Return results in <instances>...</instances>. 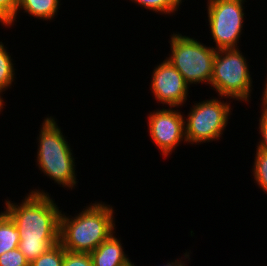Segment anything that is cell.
<instances>
[{
	"label": "cell",
	"instance_id": "obj_1",
	"mask_svg": "<svg viewBox=\"0 0 267 266\" xmlns=\"http://www.w3.org/2000/svg\"><path fill=\"white\" fill-rule=\"evenodd\" d=\"M4 211L19 231V250L31 263L59 243L60 215L62 209L45 190L30 189L20 203L8 199Z\"/></svg>",
	"mask_w": 267,
	"mask_h": 266
},
{
	"label": "cell",
	"instance_id": "obj_2",
	"mask_svg": "<svg viewBox=\"0 0 267 266\" xmlns=\"http://www.w3.org/2000/svg\"><path fill=\"white\" fill-rule=\"evenodd\" d=\"M110 205L94 201L74 216L61 212L59 243L62 247L70 252L90 254L115 233V210Z\"/></svg>",
	"mask_w": 267,
	"mask_h": 266
},
{
	"label": "cell",
	"instance_id": "obj_3",
	"mask_svg": "<svg viewBox=\"0 0 267 266\" xmlns=\"http://www.w3.org/2000/svg\"><path fill=\"white\" fill-rule=\"evenodd\" d=\"M37 137L36 166L54 183L69 190L78 184L76 162L70 143L55 116H48L40 125Z\"/></svg>",
	"mask_w": 267,
	"mask_h": 266
},
{
	"label": "cell",
	"instance_id": "obj_4",
	"mask_svg": "<svg viewBox=\"0 0 267 266\" xmlns=\"http://www.w3.org/2000/svg\"><path fill=\"white\" fill-rule=\"evenodd\" d=\"M240 48L217 50L210 87L218 96L250 103L254 87L250 65ZM251 73V74H250Z\"/></svg>",
	"mask_w": 267,
	"mask_h": 266
},
{
	"label": "cell",
	"instance_id": "obj_5",
	"mask_svg": "<svg viewBox=\"0 0 267 266\" xmlns=\"http://www.w3.org/2000/svg\"><path fill=\"white\" fill-rule=\"evenodd\" d=\"M170 53L166 59L192 84H207L213 75V62L217 50L205 45L198 38L173 32L170 35Z\"/></svg>",
	"mask_w": 267,
	"mask_h": 266
},
{
	"label": "cell",
	"instance_id": "obj_6",
	"mask_svg": "<svg viewBox=\"0 0 267 266\" xmlns=\"http://www.w3.org/2000/svg\"><path fill=\"white\" fill-rule=\"evenodd\" d=\"M213 97L197 102L190 107L188 115H184L185 137L187 144L201 145L220 140L227 130L230 115H232L231 101L224 102L223 97ZM222 100V101H221ZM197 102V103H196ZM232 110V111H231Z\"/></svg>",
	"mask_w": 267,
	"mask_h": 266
},
{
	"label": "cell",
	"instance_id": "obj_7",
	"mask_svg": "<svg viewBox=\"0 0 267 266\" xmlns=\"http://www.w3.org/2000/svg\"><path fill=\"white\" fill-rule=\"evenodd\" d=\"M209 33L214 49L240 48L239 40L243 34L246 0H206Z\"/></svg>",
	"mask_w": 267,
	"mask_h": 266
},
{
	"label": "cell",
	"instance_id": "obj_8",
	"mask_svg": "<svg viewBox=\"0 0 267 266\" xmlns=\"http://www.w3.org/2000/svg\"><path fill=\"white\" fill-rule=\"evenodd\" d=\"M166 107L150 111L146 117L152 143L164 158L171 155L182 142L186 144L184 112L176 107Z\"/></svg>",
	"mask_w": 267,
	"mask_h": 266
},
{
	"label": "cell",
	"instance_id": "obj_9",
	"mask_svg": "<svg viewBox=\"0 0 267 266\" xmlns=\"http://www.w3.org/2000/svg\"><path fill=\"white\" fill-rule=\"evenodd\" d=\"M151 77V93L162 107L182 108L190 98L189 84L166 58L154 67Z\"/></svg>",
	"mask_w": 267,
	"mask_h": 266
},
{
	"label": "cell",
	"instance_id": "obj_10",
	"mask_svg": "<svg viewBox=\"0 0 267 266\" xmlns=\"http://www.w3.org/2000/svg\"><path fill=\"white\" fill-rule=\"evenodd\" d=\"M115 234L116 232L90 253L93 266H131L134 264L125 253L121 238L116 237Z\"/></svg>",
	"mask_w": 267,
	"mask_h": 266
},
{
	"label": "cell",
	"instance_id": "obj_11",
	"mask_svg": "<svg viewBox=\"0 0 267 266\" xmlns=\"http://www.w3.org/2000/svg\"><path fill=\"white\" fill-rule=\"evenodd\" d=\"M61 0H18V9L16 12V18H14L6 28H11L18 19L17 15L21 10L22 13L28 14L29 17L37 19L52 21L60 10ZM59 9V10H58Z\"/></svg>",
	"mask_w": 267,
	"mask_h": 266
},
{
	"label": "cell",
	"instance_id": "obj_12",
	"mask_svg": "<svg viewBox=\"0 0 267 266\" xmlns=\"http://www.w3.org/2000/svg\"><path fill=\"white\" fill-rule=\"evenodd\" d=\"M19 241L16 224L5 211H2L0 213V255L18 248Z\"/></svg>",
	"mask_w": 267,
	"mask_h": 266
},
{
	"label": "cell",
	"instance_id": "obj_13",
	"mask_svg": "<svg viewBox=\"0 0 267 266\" xmlns=\"http://www.w3.org/2000/svg\"><path fill=\"white\" fill-rule=\"evenodd\" d=\"M8 51L6 45L0 41V100L2 102H4L3 94H5L3 92L8 88L11 89L17 79L15 74L17 69L14 68L15 63Z\"/></svg>",
	"mask_w": 267,
	"mask_h": 266
},
{
	"label": "cell",
	"instance_id": "obj_14",
	"mask_svg": "<svg viewBox=\"0 0 267 266\" xmlns=\"http://www.w3.org/2000/svg\"><path fill=\"white\" fill-rule=\"evenodd\" d=\"M132 3L136 5H140L141 8H145L147 11L149 10L158 13L160 15H170L173 16L177 11L181 9L179 7L182 5L184 0H130ZM176 12V13H175Z\"/></svg>",
	"mask_w": 267,
	"mask_h": 266
},
{
	"label": "cell",
	"instance_id": "obj_15",
	"mask_svg": "<svg viewBox=\"0 0 267 266\" xmlns=\"http://www.w3.org/2000/svg\"><path fill=\"white\" fill-rule=\"evenodd\" d=\"M254 164H252V176L253 181L258 185L264 194H267V152L256 149V154L254 155Z\"/></svg>",
	"mask_w": 267,
	"mask_h": 266
},
{
	"label": "cell",
	"instance_id": "obj_16",
	"mask_svg": "<svg viewBox=\"0 0 267 266\" xmlns=\"http://www.w3.org/2000/svg\"><path fill=\"white\" fill-rule=\"evenodd\" d=\"M64 255L65 249L58 243L32 261L30 266H62Z\"/></svg>",
	"mask_w": 267,
	"mask_h": 266
},
{
	"label": "cell",
	"instance_id": "obj_17",
	"mask_svg": "<svg viewBox=\"0 0 267 266\" xmlns=\"http://www.w3.org/2000/svg\"><path fill=\"white\" fill-rule=\"evenodd\" d=\"M260 117H259V142L256 144L257 150H262L267 152V105L264 102H260Z\"/></svg>",
	"mask_w": 267,
	"mask_h": 266
},
{
	"label": "cell",
	"instance_id": "obj_18",
	"mask_svg": "<svg viewBox=\"0 0 267 266\" xmlns=\"http://www.w3.org/2000/svg\"><path fill=\"white\" fill-rule=\"evenodd\" d=\"M18 9V0H0V23L6 27L14 18Z\"/></svg>",
	"mask_w": 267,
	"mask_h": 266
},
{
	"label": "cell",
	"instance_id": "obj_19",
	"mask_svg": "<svg viewBox=\"0 0 267 266\" xmlns=\"http://www.w3.org/2000/svg\"><path fill=\"white\" fill-rule=\"evenodd\" d=\"M0 266H30V263L19 248H16L0 255Z\"/></svg>",
	"mask_w": 267,
	"mask_h": 266
},
{
	"label": "cell",
	"instance_id": "obj_20",
	"mask_svg": "<svg viewBox=\"0 0 267 266\" xmlns=\"http://www.w3.org/2000/svg\"><path fill=\"white\" fill-rule=\"evenodd\" d=\"M62 266H93V263L88 253H75L65 250Z\"/></svg>",
	"mask_w": 267,
	"mask_h": 266
},
{
	"label": "cell",
	"instance_id": "obj_21",
	"mask_svg": "<svg viewBox=\"0 0 267 266\" xmlns=\"http://www.w3.org/2000/svg\"><path fill=\"white\" fill-rule=\"evenodd\" d=\"M190 252L186 251L185 253H183V256L184 258L181 256V258H176V260H171L170 261H167L166 264H164L163 266H188V263L190 261V253H191V250H189ZM188 259V260H186ZM188 261V263H187ZM161 266V265H160Z\"/></svg>",
	"mask_w": 267,
	"mask_h": 266
},
{
	"label": "cell",
	"instance_id": "obj_22",
	"mask_svg": "<svg viewBox=\"0 0 267 266\" xmlns=\"http://www.w3.org/2000/svg\"><path fill=\"white\" fill-rule=\"evenodd\" d=\"M262 92V98L260 99V102H264L267 105V89H263Z\"/></svg>",
	"mask_w": 267,
	"mask_h": 266
},
{
	"label": "cell",
	"instance_id": "obj_23",
	"mask_svg": "<svg viewBox=\"0 0 267 266\" xmlns=\"http://www.w3.org/2000/svg\"><path fill=\"white\" fill-rule=\"evenodd\" d=\"M5 103L0 100V114L4 110Z\"/></svg>",
	"mask_w": 267,
	"mask_h": 266
},
{
	"label": "cell",
	"instance_id": "obj_24",
	"mask_svg": "<svg viewBox=\"0 0 267 266\" xmlns=\"http://www.w3.org/2000/svg\"><path fill=\"white\" fill-rule=\"evenodd\" d=\"M265 77H266V78H265V81H264L265 84H263V85H264V88H263V89H267V74H266Z\"/></svg>",
	"mask_w": 267,
	"mask_h": 266
}]
</instances>
